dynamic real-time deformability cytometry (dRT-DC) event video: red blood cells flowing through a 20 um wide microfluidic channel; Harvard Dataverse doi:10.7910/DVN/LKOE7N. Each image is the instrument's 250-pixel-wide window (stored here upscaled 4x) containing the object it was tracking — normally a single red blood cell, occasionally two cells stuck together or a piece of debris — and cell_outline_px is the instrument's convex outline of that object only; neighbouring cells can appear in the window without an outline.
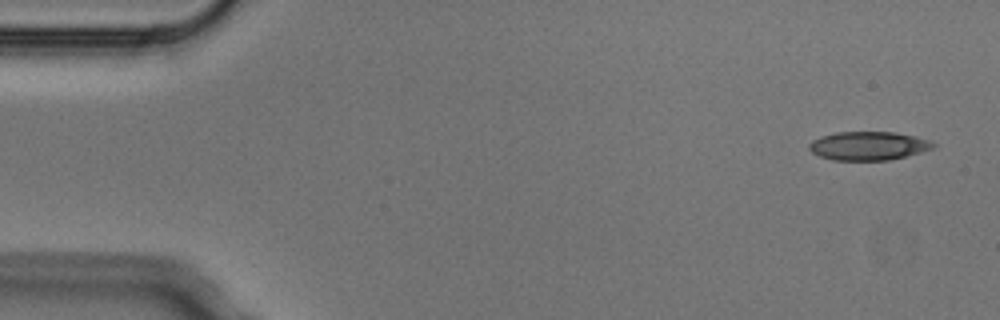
{"species": "Egyptian fruit bat (a non-hibernating species)", "species_latin": "Rousettus aegyptiacus", "temperature_condition": "cold", "stored_images_in_passage": 5, "camera_frame_rate_fps": 3000, "um_per_image_px": 0.085, "animal": {"sex": "male"}, "frame": {"image": 1, "passage_image": 1, "time_ms": 0.0, "image_size_px": [1000, 320], "cell_outline_px": [[936, 144], [932, 148], [920, 152], [888, 160], [832, 160], [820, 156], [812, 152], [808, 148], [808, 144], [812, 140], [820, 136], [836, 132], [896, 132], [916, 136], [932, 140]], "centroid_in_image_um": [73.8, 12.38], "position_along_channel_um": 11.2, "area_um2": 20.75}}
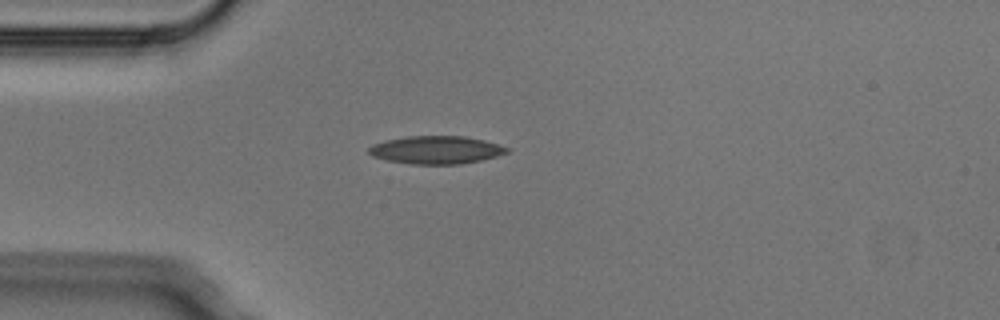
{"frame": {"image": 2, "passage_image": 4, "time_ms": 1.0, "image_size_px": [1000, 320], "cell_outline_px": [[512, 148], [508, 152], [496, 156], [480, 160], [460, 164], [412, 164], [388, 160], [372, 156], [368, 152], [368, 148], [372, 144], [384, 140], [408, 136], [464, 136], [484, 140], [500, 144]], "centroid_in_image_um": [37.08, 12.73], "position_along_channel_um": 47.9, "area_um2": 22.54}}